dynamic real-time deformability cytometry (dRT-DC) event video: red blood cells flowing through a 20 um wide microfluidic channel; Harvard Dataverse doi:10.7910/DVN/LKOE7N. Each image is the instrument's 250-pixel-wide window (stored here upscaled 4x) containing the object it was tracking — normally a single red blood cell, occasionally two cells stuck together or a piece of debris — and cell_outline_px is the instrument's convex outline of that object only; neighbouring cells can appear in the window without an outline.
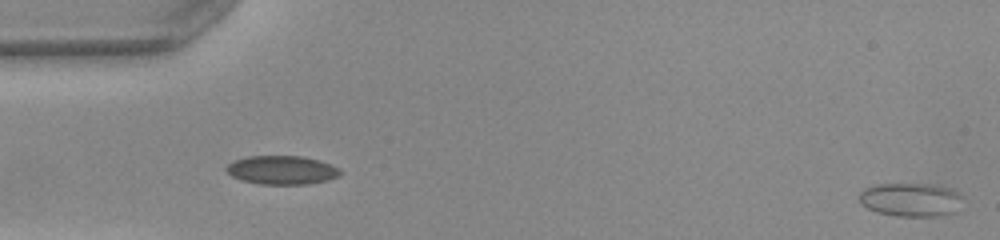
{"species": "common noctule bat (a hibernating species)", "species_latin": "Nyctalus noctula", "temperature_condition": "warm", "stored_images_in_passage": 13, "segment_of_instrument_passage": [2, 2], "camera_frame_rate_fps": 3000, "um_per_image_px": 0.085, "animal": {"sex": "female", "body_mass_g": 22.0, "forearm_length_mm": 56.7}, "frame": {"image": 1, "passage_image": 13, "time_ms": 4.0, "image_size_px": [1000, 240], "cell_outline_px": [[960, 196], [956, 212], [944, 216], [896, 216], [876, 212], [860, 204], [860, 192], [864, 188], [876, 184], [932, 184], [952, 188], [960, 192]], "centroid_in_image_um": [77.41, 16.97], "position_along_channel_um": 7.6, "area_um2": 20.4}}